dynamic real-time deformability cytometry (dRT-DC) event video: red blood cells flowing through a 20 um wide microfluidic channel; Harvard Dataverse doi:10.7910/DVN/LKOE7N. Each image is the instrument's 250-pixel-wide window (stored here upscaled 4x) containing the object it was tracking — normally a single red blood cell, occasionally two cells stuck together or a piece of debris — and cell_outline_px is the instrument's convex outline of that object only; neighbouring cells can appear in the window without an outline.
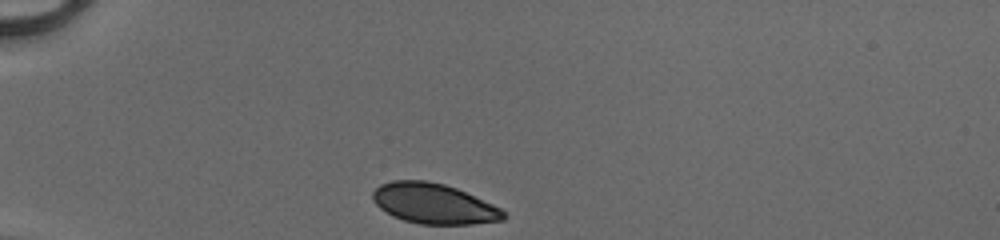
{"species": "human", "species_latin": "Homo sapiens", "temperature_condition": "cold", "stored_images_in_passage": 33, "camera_frame_rate_fps": 3000, "um_per_image_px": 0.085, "donor": {"sex": "male"}, "frame": {"image": 1, "passage_image": 1, "time_ms": 0.0, "image_size_px": [1000, 240], "cell_outline_px": [[504, 220], [472, 224], [420, 224], [404, 220], [392, 216], [380, 208], [372, 200], [372, 192], [380, 184], [392, 180], [424, 180], [444, 184], [456, 188], [492, 204], [500, 208], [504, 212]], "centroid_in_image_um": [36.83, 17.3], "position_along_channel_um": 48.2, "area_um2": 30.58}}
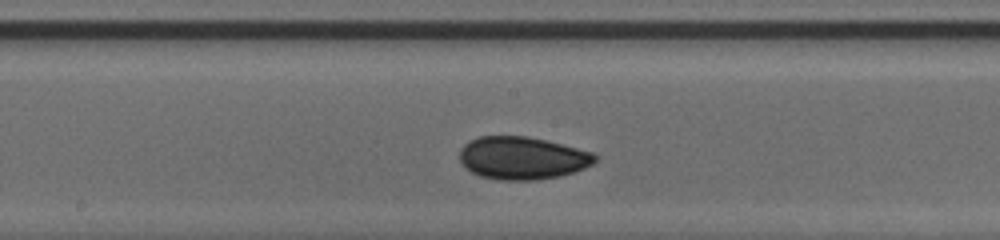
{"frame": {"image": 2, "passage_image": 15, "time_ms": 4.667, "image_size_px": [1000, 240], "cell_outline_px": [[600, 156], [592, 164], [584, 168], [560, 176], [536, 180], [500, 180], [480, 176], [464, 168], [460, 160], [460, 148], [464, 144], [480, 136], [528, 136], [592, 152]], "centroid_in_image_um": [44.38, 13.44], "position_along_channel_um": 203.8, "area_um2": 33.64}}
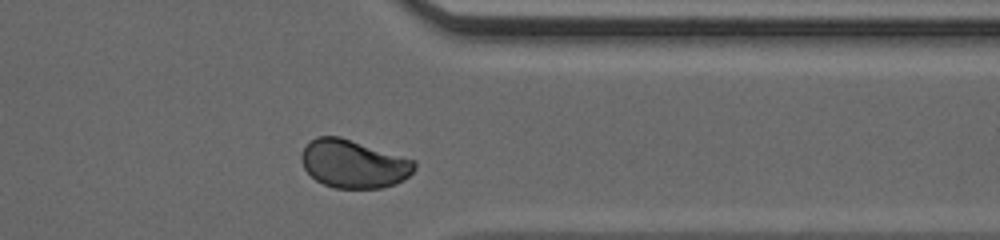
{"frame": {"image": 3, "passage_image": 28, "time_ms": 9.0, "image_size_px": [1000, 240], "cell_outline_px": [[416, 168], [404, 180], [396, 184], [380, 188], [336, 188], [324, 184], [316, 180], [304, 168], [300, 160], [300, 152], [316, 136], [340, 136], [416, 160]], "centroid_in_image_um": [30.07, 13.92], "position_along_channel_um": 381.3, "area_um2": 31.85}, "authors_computed_cell_mechanics": {"area_um2": 32.368, "velocity_mm_per_s": 4.1284, "shape_relaxation_time_tau1_ms": 1.6644, "shape_relaxation_time_tau2_ms": null, "deformation_change_tau1": 0.0491, "deformation_change_tau2": null}}